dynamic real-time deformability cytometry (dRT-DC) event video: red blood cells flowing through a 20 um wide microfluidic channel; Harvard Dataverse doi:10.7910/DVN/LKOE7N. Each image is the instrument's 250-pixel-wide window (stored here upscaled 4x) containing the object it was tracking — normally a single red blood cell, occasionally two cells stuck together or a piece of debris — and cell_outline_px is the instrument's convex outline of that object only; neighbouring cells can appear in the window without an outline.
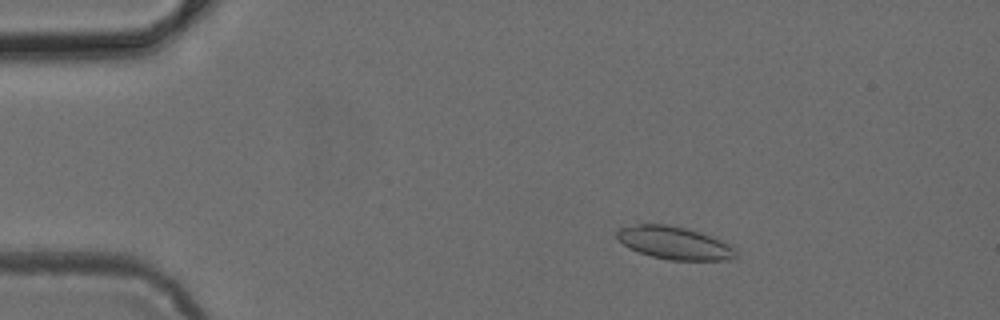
{"species": "common noctule bat (a hibernating species)", "species_latin": "Nyctalus noctula", "temperature_condition": "cold", "stored_images_in_passage": 4, "camera_frame_rate_fps": 3000, "um_per_image_px": 0.085, "animal": {"sex": "female", "body_mass_g": 24.6, "forearm_length_mm": 56.2}, "frame": {"image": 1, "passage_image": 1, "time_ms": 0.0, "image_size_px": [1000, 320], "cell_outline_px": [[740, 248], [736, 256], [732, 260], [668, 260], [652, 256], [628, 248], [616, 236], [616, 232], [620, 228], [636, 224], [668, 224], [688, 228], [712, 236]], "centroid_in_image_um": [57.41, 20.65], "position_along_channel_um": 27.6, "area_um2": 23.06}}
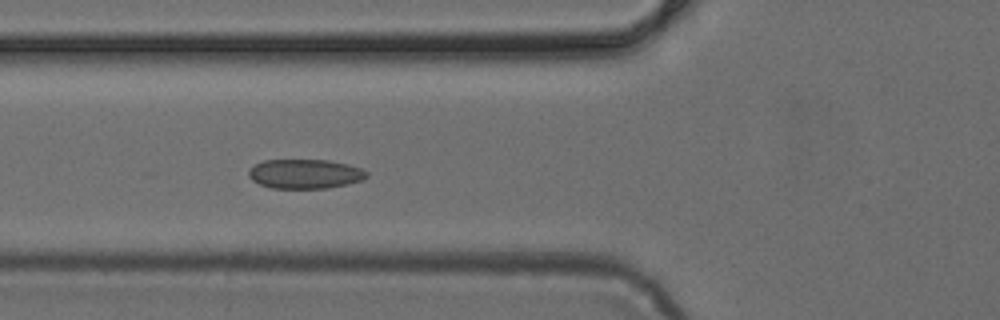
{"frame": {"image": 2, "passage_image": 4, "time_ms": 1.0, "image_size_px": [1000, 320], "cell_outline_px": [[368, 176], [364, 180], [348, 184], [328, 188], [272, 188], [260, 184], [252, 180], [248, 176], [248, 168], [264, 160], [328, 160], [348, 164], [364, 168], [368, 172]], "centroid_in_image_um": [25.96, 14.78], "position_along_channel_um": 99.8, "area_um2": 20.46}}